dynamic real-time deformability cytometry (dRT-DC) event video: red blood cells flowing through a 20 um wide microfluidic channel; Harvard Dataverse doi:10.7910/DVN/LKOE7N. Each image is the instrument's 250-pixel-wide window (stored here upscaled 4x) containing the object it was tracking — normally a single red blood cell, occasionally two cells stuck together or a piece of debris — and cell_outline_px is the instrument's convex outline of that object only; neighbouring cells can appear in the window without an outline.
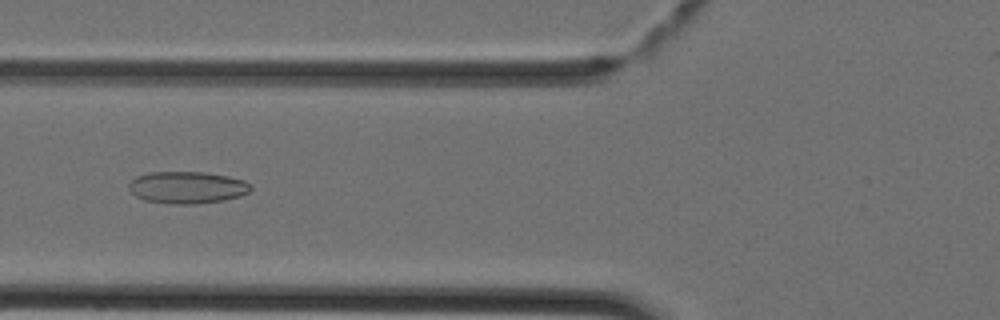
{"species": "Egyptian fruit bat (a non-hibernating species)", "species_latin": "Rousettus aegyptiacus", "temperature_condition": "cold", "stored_images_in_passage": 34, "camera_frame_rate_fps": 3000, "um_per_image_px": 0.085, "animal": {"sex": "female"}, "frame": {"image": 1, "passage_image": 9, "time_ms": 2.667, "image_size_px": [1000, 320], "cell_outline_px": [[252, 188], [248, 192], [240, 196], [224, 200], [196, 204], [172, 204], [144, 200], [136, 196], [128, 188], [128, 184], [136, 176], [148, 172], [204, 172], [228, 176], [244, 180], [252, 184]], "centroid_in_image_um": [15.91, 15.93], "position_along_channel_um": 109.9, "area_um2": 22.89}}
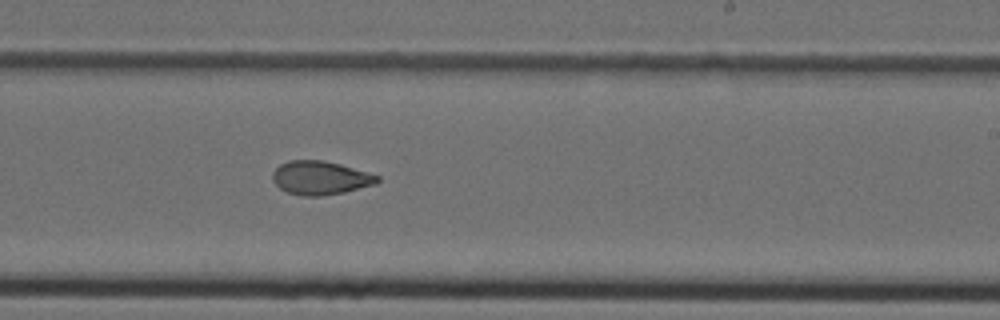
{"frame": {"image": 2, "passage_image": 19, "time_ms": 6.0, "image_size_px": [1000, 320], "cell_outline_px": [[380, 180], [376, 184], [344, 192], [320, 196], [300, 196], [288, 192], [280, 188], [272, 180], [272, 172], [280, 164], [288, 160], [324, 160], [340, 164], [368, 172], [380, 176]], "centroid_in_image_um": [27.22, 15.11], "position_along_channel_um": 261.8, "area_um2": 20.63}}
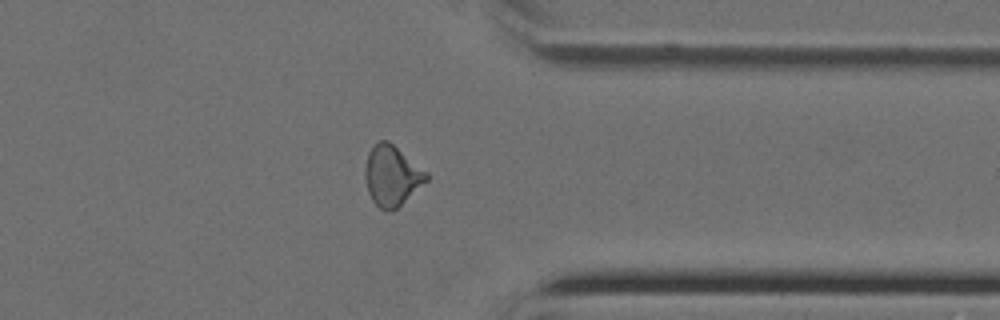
{"frame": {"image": 3, "passage_image": 27, "time_ms": 8.667, "image_size_px": [1000, 320], "cell_outline_px": [[428, 180], [392, 212], [388, 212], [380, 208], [372, 200], [368, 192], [364, 176], [364, 168], [368, 152], [380, 140], [388, 140], [428, 172]], "centroid_in_image_um": [33.3, 14.94], "position_along_channel_um": 378.1, "area_um2": 21.56}}